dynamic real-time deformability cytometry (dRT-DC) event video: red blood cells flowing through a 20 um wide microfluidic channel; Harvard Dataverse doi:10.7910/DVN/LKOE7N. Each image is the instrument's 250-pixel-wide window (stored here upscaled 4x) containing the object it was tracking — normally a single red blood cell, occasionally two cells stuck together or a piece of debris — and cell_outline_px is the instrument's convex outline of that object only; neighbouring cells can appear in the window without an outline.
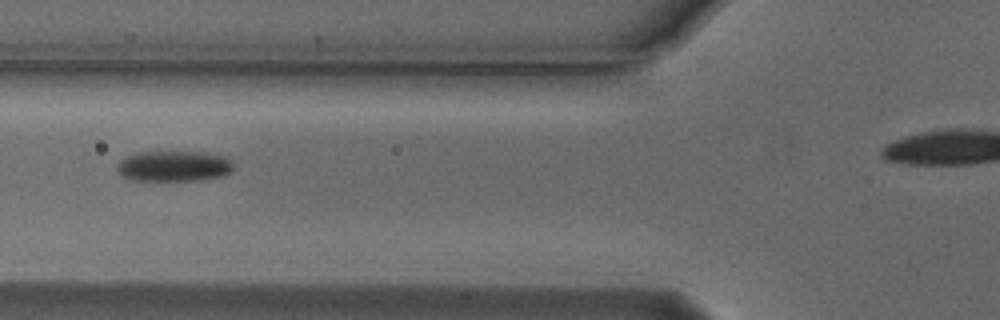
{"species": "Egyptian fruit bat (a non-hibernating species)", "species_latin": "Rousettus aegyptiacus", "temperature_condition": "cold", "stored_images_in_passage": 4, "camera_frame_rate_fps": 3000, "um_per_image_px": 0.085, "animal": {"sex": "male"}, "frame": {"image": 1, "passage_image": 2, "time_ms": 0.333, "image_size_px": [1000, 320], "cell_outline_px": [[232, 172], [224, 176], [196, 180], [128, 180], [120, 176], [116, 168], [116, 164], [124, 156], [136, 152], [208, 152], [228, 156], [232, 164]], "centroid_in_image_um": [14.75, 14.11], "position_along_channel_um": 111.0, "area_um2": 21.21}}
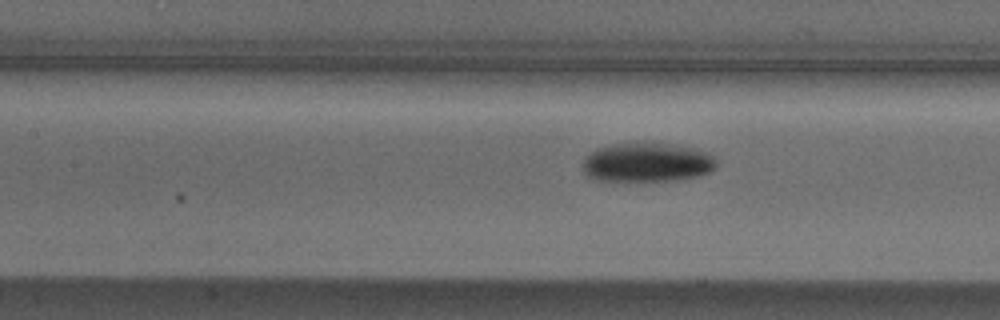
{"frame": {"image": 2, "passage_image": 4, "time_ms": 1.0, "image_size_px": [1000, 320], "cell_outline_px": [[716, 168], [700, 176], [672, 180], [596, 180], [584, 176], [584, 156], [596, 148], [612, 144], [672, 144], [696, 148], [708, 152], [716, 160]], "centroid_in_image_um": [55.0, 13.81], "position_along_channel_um": 152.4, "area_um2": 30.35}}